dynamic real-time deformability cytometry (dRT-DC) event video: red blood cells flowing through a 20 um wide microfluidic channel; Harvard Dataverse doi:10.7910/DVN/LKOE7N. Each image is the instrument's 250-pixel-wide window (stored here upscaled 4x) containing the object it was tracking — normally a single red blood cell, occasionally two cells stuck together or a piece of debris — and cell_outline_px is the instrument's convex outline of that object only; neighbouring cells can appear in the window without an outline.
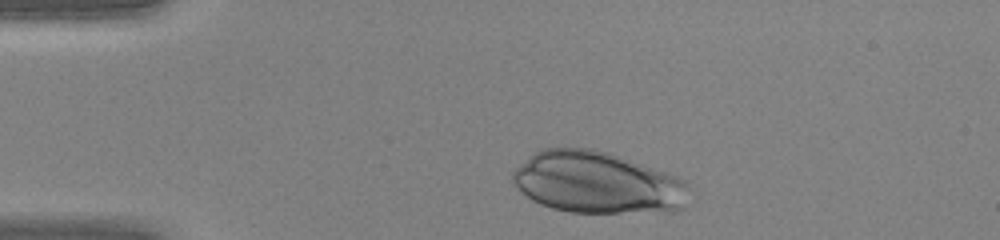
{"species": "human", "species_latin": "Homo sapiens", "temperature_condition": "warm", "stored_images_in_passage": 30, "camera_frame_rate_fps": 3000, "um_per_image_px": 0.085, "donor": {"sex": "female"}, "frame": {"image": 1, "passage_image": 3, "time_ms": 0.667, "image_size_px": [1000, 240], "cell_outline_px": [[688, 184], [684, 208], [676, 212], [568, 212], [552, 208], [540, 204], [532, 200], [512, 180], [512, 172], [528, 156], [544, 148], [592, 148], [608, 152], [676, 176], [684, 180]], "centroid_in_image_um": [50.78, 15.53], "position_along_channel_um": 34.2, "area_um2": 63.18}}
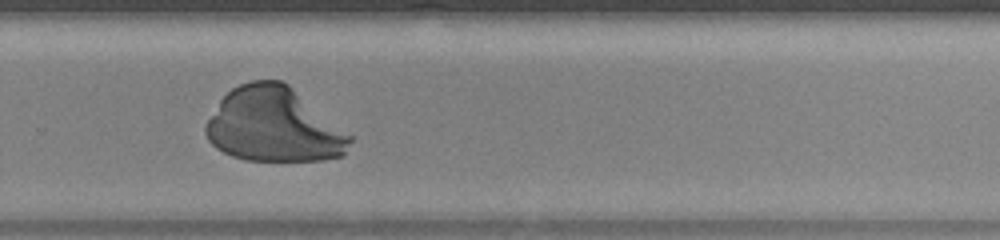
{"frame": {"image": 2, "passage_image": 24, "time_ms": 7.667, "image_size_px": [1000, 240], "cell_outline_px": [[352, 140], [344, 156], [324, 160], [244, 160], [232, 156], [216, 148], [208, 140], [204, 132], [204, 124], [220, 100], [232, 88], [240, 84], [252, 80], [280, 80], [288, 84], [352, 136]], "centroid_in_image_um": [23.25, 10.64], "position_along_channel_um": 306.5, "area_um2": 62.42}}